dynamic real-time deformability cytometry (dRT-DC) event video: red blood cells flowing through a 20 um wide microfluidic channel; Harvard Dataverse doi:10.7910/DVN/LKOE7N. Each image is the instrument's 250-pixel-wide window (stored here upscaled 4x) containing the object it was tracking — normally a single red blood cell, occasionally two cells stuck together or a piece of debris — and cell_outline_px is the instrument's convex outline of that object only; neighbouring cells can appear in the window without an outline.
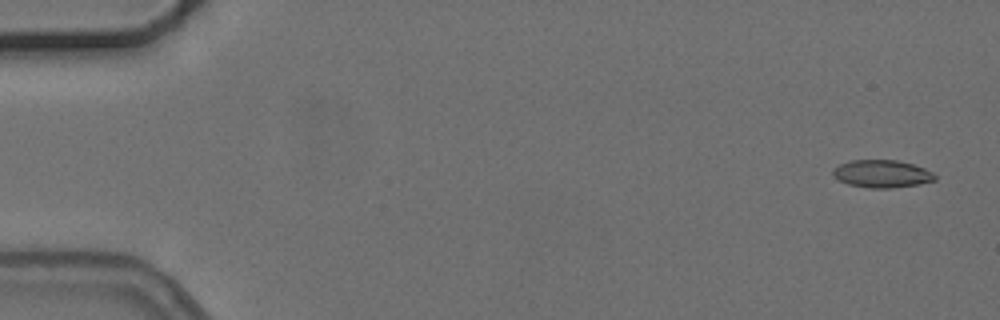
{"species": "common noctule bat (a hibernating species)", "species_latin": "Nyctalus noctula", "temperature_condition": "cold", "stored_images_in_passage": 6, "camera_frame_rate_fps": 3000, "um_per_image_px": 0.085, "animal": {"sex": "female", "body_mass_g": 24.6, "forearm_length_mm": 56.2}, "frame": {"image": 1, "passage_image": 1, "time_ms": 0.0, "image_size_px": [1000, 320], "cell_outline_px": [[936, 180], [920, 184], [892, 188], [872, 188], [848, 184], [832, 176], [832, 168], [840, 164], [852, 160], [896, 160], [912, 164], [924, 168], [932, 172], [936, 176]], "centroid_in_image_um": [74.96, 14.77], "position_along_channel_um": 10.0, "area_um2": 16.42}}
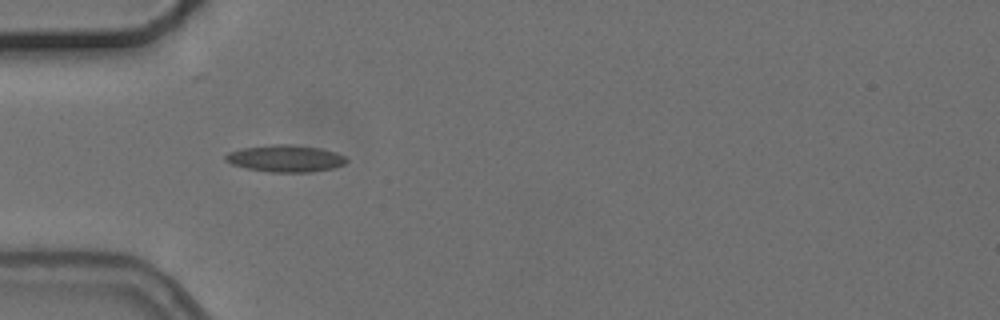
{"frame": {"image": 2, "passage_image": 5, "time_ms": 5.0, "image_size_px": [1000, 320], "cell_outline_px": [[348, 160], [344, 164], [332, 168], [308, 172], [268, 172], [248, 168], [232, 164], [224, 160], [224, 156], [228, 152], [240, 148], [272, 144], [292, 144], [320, 148], [336, 152], [344, 156]], "centroid_in_image_um": [24.23, 13.46], "position_along_channel_um": 60.8, "area_um2": 19.02}}
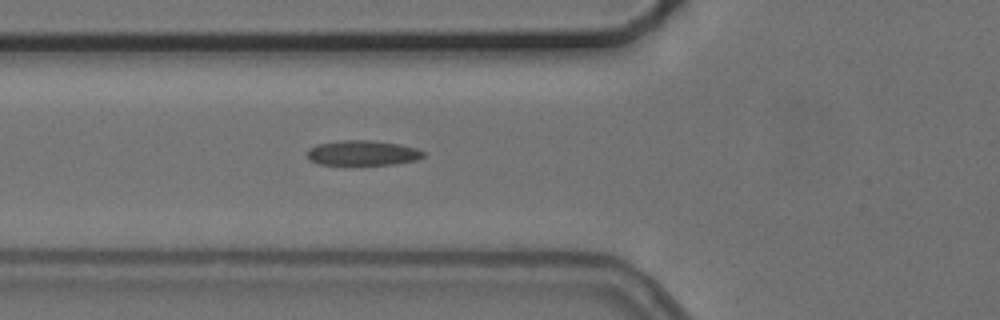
{"frame": {"image": 3, "passage_image": 6, "time_ms": 6.0, "image_size_px": [1000, 320], "cell_outline_px": [[424, 156], [416, 160], [396, 164], [320, 164], [308, 160], [308, 148], [316, 144], [340, 140], [368, 140], [400, 144], [416, 148], [424, 152]], "centroid_in_image_um": [30.81, 12.99], "position_along_channel_um": 95.0, "area_um2": 16.88}}